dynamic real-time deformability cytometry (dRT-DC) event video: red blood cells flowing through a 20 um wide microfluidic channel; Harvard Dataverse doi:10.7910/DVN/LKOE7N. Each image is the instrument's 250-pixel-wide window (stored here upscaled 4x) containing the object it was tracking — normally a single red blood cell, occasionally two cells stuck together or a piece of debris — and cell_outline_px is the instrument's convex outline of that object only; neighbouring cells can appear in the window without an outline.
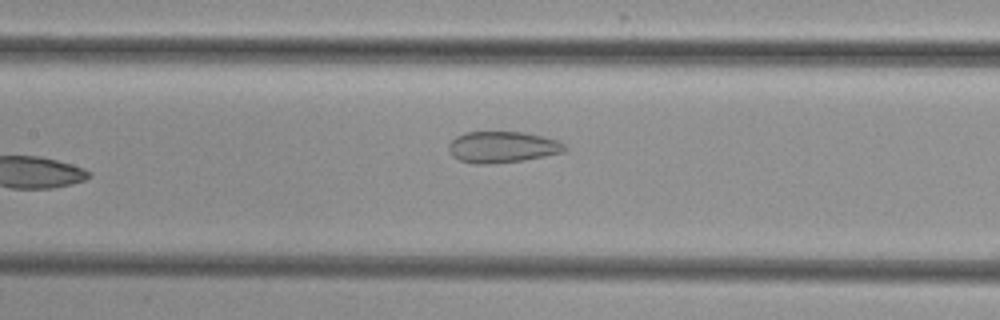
{"species": "common noctule bat (a hibernating species)", "species_latin": "Nyctalus noctula", "temperature_condition": "cold", "stored_images_in_passage": 7, "camera_frame_rate_fps": 3000, "um_per_image_px": 0.085, "animal": {"sex": "female", "body_mass_g": 29.2, "forearm_length_mm": 56.3}, "frame": {"image": 1, "passage_image": 7, "time_ms": 7.333, "image_size_px": [1000, 320], "cell_outline_px": [[568, 148], [564, 152], [524, 160], [492, 164], [476, 164], [460, 160], [452, 156], [448, 152], [448, 144], [456, 136], [464, 132], [524, 132], [556, 140], [564, 144]], "centroid_in_image_um": [42.67, 12.5], "position_along_channel_um": 164.7, "area_um2": 21.21}}